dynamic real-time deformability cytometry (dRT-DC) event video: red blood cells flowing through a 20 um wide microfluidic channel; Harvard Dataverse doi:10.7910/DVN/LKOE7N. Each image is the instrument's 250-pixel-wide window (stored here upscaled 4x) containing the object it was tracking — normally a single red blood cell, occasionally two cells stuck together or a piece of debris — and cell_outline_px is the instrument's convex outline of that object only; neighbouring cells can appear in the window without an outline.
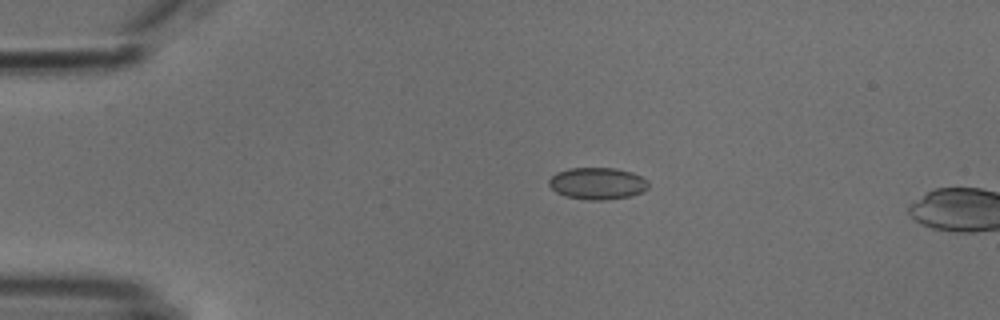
{"species": "common noctule bat (a hibernating species)", "species_latin": "Nyctalus noctula", "temperature_condition": "cold", "stored_images_in_passage": 4, "camera_frame_rate_fps": 3000, "um_per_image_px": 0.085, "animal": {"sex": "male", "body_mass_g": 18.8}, "frame": {"image": 1, "passage_image": 1, "time_ms": 0.0, "image_size_px": [1000, 320], "cell_outline_px": [[648, 188], [644, 192], [632, 196], [604, 200], [588, 200], [564, 196], [556, 192], [548, 184], [548, 180], [556, 172], [568, 168], [616, 168], [632, 172], [648, 180]], "centroid_in_image_um": [50.79, 15.59], "position_along_channel_um": 34.2, "area_um2": 18.73}}